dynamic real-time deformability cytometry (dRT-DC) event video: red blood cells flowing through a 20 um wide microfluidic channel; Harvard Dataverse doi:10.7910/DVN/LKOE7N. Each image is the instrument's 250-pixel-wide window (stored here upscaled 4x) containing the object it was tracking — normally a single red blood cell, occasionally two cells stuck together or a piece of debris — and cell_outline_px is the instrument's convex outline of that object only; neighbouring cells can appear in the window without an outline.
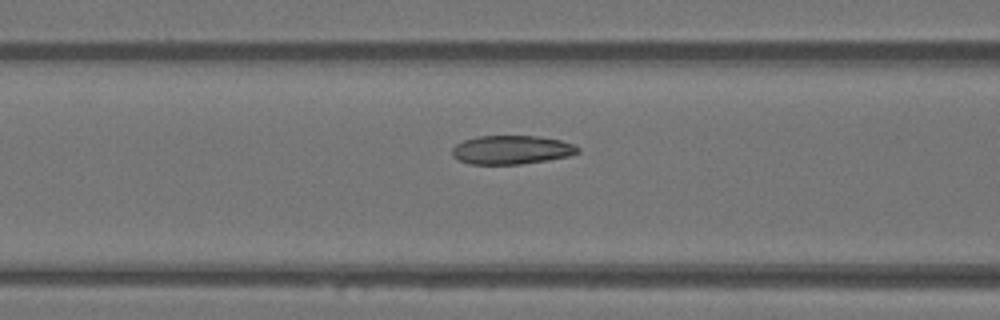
{"species": "Egyptian fruit bat (a non-hibernating species)", "species_latin": "Rousettus aegyptiacus", "temperature_condition": "warm", "stored_images_in_passage": 15, "camera_frame_rate_fps": 3000, "um_per_image_px": 0.085, "animal": {"sex": "female"}, "frame": {"image": 1, "passage_image": 13, "time_ms": 4.0, "image_size_px": [1000, 320], "cell_outline_px": [[580, 152], [568, 156], [548, 160], [520, 164], [468, 164], [452, 156], [452, 148], [456, 144], [464, 140], [476, 136], [536, 136], [560, 140], [572, 144], [580, 148]], "centroid_in_image_um": [43.46, 12.73], "position_along_channel_um": 123.1, "area_um2": 21.04}}